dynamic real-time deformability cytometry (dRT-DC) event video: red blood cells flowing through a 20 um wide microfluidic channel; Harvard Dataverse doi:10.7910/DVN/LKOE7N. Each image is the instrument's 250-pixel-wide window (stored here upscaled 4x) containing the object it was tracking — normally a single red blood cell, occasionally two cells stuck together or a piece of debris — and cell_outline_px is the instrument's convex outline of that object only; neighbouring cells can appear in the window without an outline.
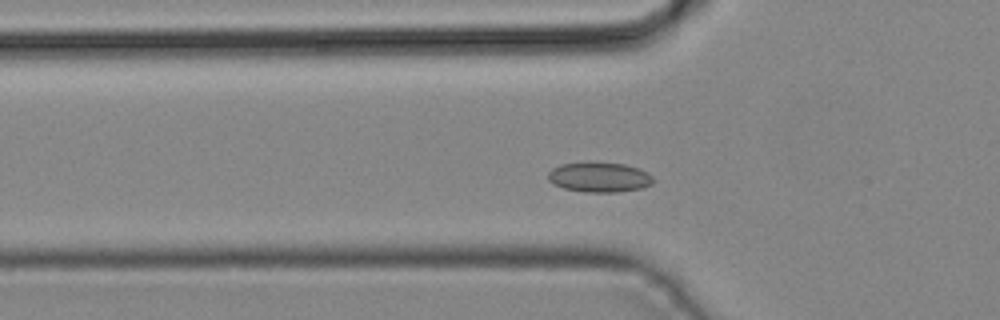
{"species": "common noctule bat (a hibernating species)", "species_latin": "Nyctalus noctula", "temperature_condition": "cold", "stored_images_in_passage": 39, "camera_frame_rate_fps": 3000, "um_per_image_px": 0.085, "animal": {"sex": "male", "body_mass_g": 19.2, "forearm_length_mm": 51.8}, "frame": {"image": 1, "passage_image": 10, "time_ms": 3.0, "image_size_px": [1000, 320], "cell_outline_px": [[656, 180], [652, 184], [644, 188], [616, 192], [584, 192], [564, 188], [552, 184], [548, 180], [548, 172], [552, 168], [560, 164], [588, 160], [624, 164], [640, 168], [648, 172]], "centroid_in_image_um": [50.95, 15.03], "position_along_channel_um": 74.9, "area_um2": 19.07}}
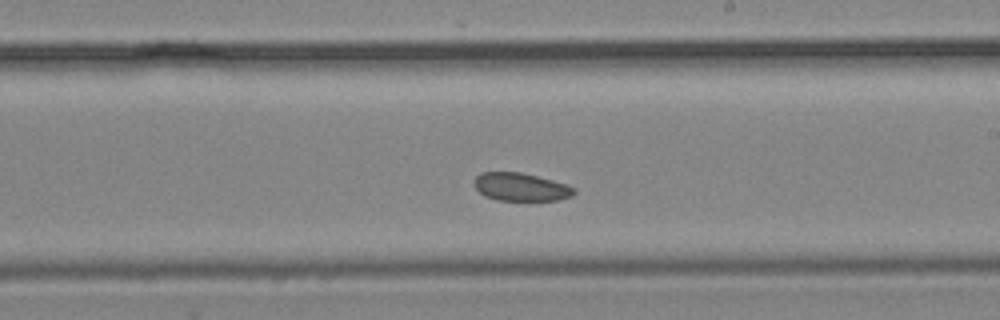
{"frame": {"image": 2, "passage_image": 21, "time_ms": 6.667, "image_size_px": [1000, 320], "cell_outline_px": [[576, 192], [572, 196], [560, 200], [496, 200], [484, 196], [476, 188], [476, 176], [480, 172], [520, 172], [568, 184], [576, 188]], "centroid_in_image_um": [44.31, 15.9], "position_along_channel_um": 244.7, "area_um2": 16.3}}
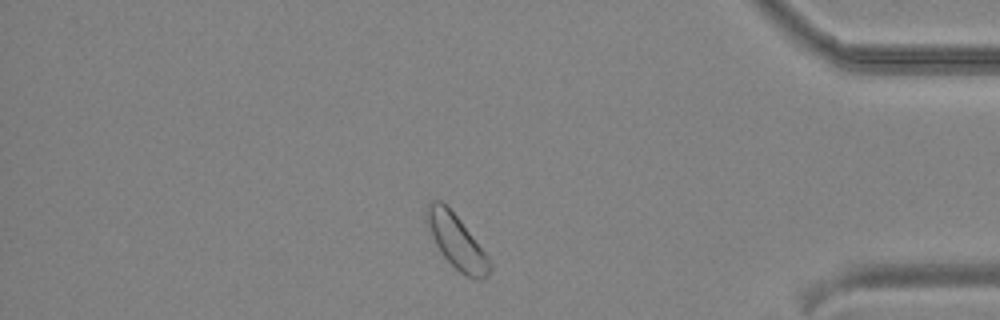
{"frame": {"image": 3, "passage_image": 33, "time_ms": 10.667, "image_size_px": [1000, 320], "cell_outline_px": [[492, 268], [488, 276], [484, 280], [476, 280], [464, 276], [444, 256], [436, 244], [424, 220], [424, 212], [428, 204], [432, 200], [440, 200], [460, 220], [488, 256], [492, 264]], "centroid_in_image_um": [38.81, 20.56], "position_along_channel_um": 396.4, "area_um2": 19.77}}